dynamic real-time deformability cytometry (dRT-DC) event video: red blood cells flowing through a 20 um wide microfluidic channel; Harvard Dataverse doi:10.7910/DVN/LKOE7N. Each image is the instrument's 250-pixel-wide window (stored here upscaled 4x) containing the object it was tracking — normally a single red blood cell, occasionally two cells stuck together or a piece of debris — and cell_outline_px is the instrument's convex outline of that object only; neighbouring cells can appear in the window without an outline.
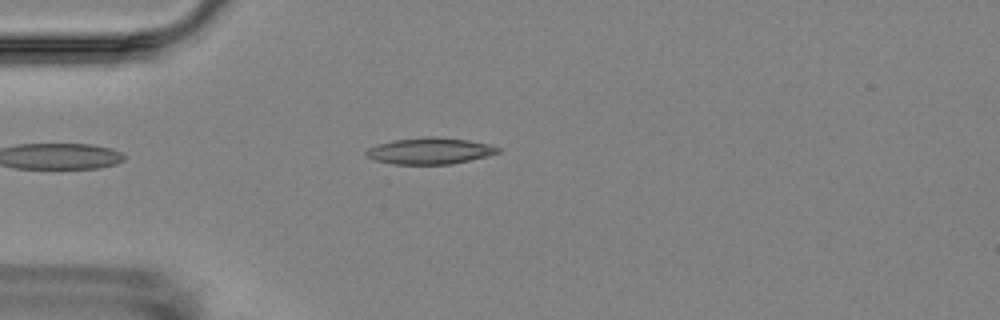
{"species": "Egyptian fruit bat (a non-hibernating species)", "species_latin": "Rousettus aegyptiacus", "temperature_condition": "room temperature", "stored_images_in_passage": 10, "camera_frame_rate_fps": 3000, "um_per_image_px": 0.085, "animal": {"sex": "female"}, "frame": {"image": 1, "passage_image": 3, "time_ms": 3.333, "image_size_px": [1000, 320], "cell_outline_px": [[500, 152], [452, 164], [392, 164], [376, 160], [364, 156], [364, 152], [368, 148], [392, 140], [428, 136], [436, 136], [468, 140], [488, 144], [500, 148]], "centroid_in_image_um": [36.49, 12.82], "position_along_channel_um": 48.5, "area_um2": 20.17}}
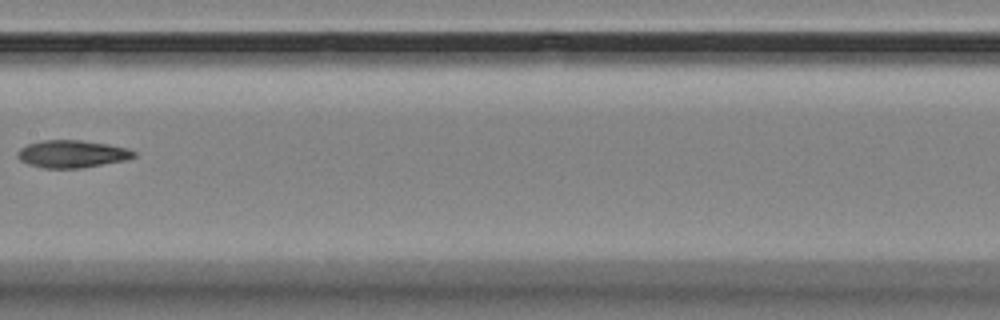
{"frame": {"image": 2, "passage_image": 7, "time_ms": 8.0, "image_size_px": [1000, 320], "cell_outline_px": [[136, 156], [128, 160], [80, 168], [44, 168], [28, 164], [20, 160], [16, 156], [16, 152], [20, 148], [28, 144], [40, 140], [80, 140], [108, 144], [128, 148], [136, 152]], "centroid_in_image_um": [6.12, 13.08], "position_along_channel_um": 201.3, "area_um2": 18.79}}
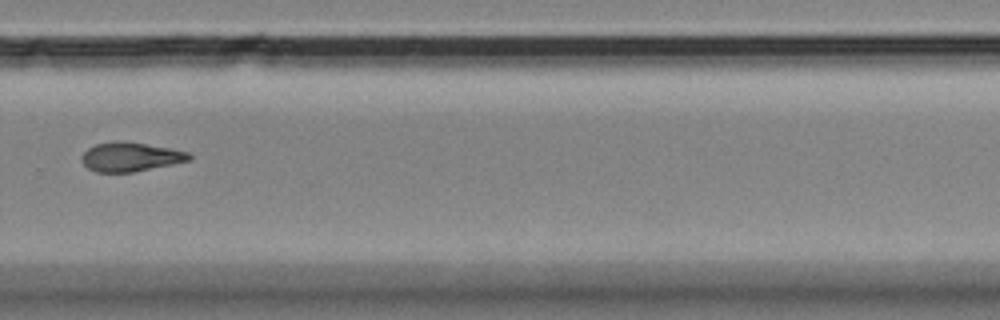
{"frame": {"image": 3, "passage_image": 10, "time_ms": 11.333, "image_size_px": [1000, 320], "cell_outline_px": [[192, 160], [132, 172], [96, 172], [88, 168], [80, 160], [84, 152], [88, 148], [96, 144], [112, 140], [124, 140], [172, 148], [188, 152], [192, 156]], "centroid_in_image_um": [11.09, 13.31], "position_along_channel_um": 318.7, "area_um2": 18.44}}